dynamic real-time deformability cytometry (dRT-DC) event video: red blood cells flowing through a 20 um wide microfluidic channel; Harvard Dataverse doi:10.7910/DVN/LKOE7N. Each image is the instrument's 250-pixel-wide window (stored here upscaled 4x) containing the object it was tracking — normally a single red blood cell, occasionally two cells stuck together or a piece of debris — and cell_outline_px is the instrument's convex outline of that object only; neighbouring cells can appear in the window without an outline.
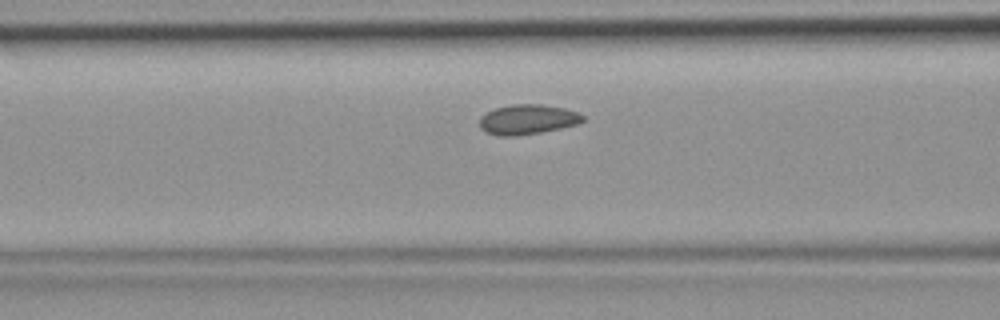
{"species": "common noctule bat (a hibernating species)", "species_latin": "Nyctalus noctula", "temperature_condition": "room temperature", "stored_images_in_passage": 41, "camera_frame_rate_fps": 3000, "um_per_image_px": 0.085, "animal": {"sex": "female", "body_mass_g": 19.9}, "frame": {"image": 1, "passage_image": 12, "time_ms": 3.667, "image_size_px": [1000, 320], "cell_outline_px": [[584, 120], [576, 124], [560, 128], [540, 132], [516, 136], [496, 136], [484, 132], [480, 128], [480, 116], [484, 112], [496, 108], [512, 104], [540, 104], [564, 108], [580, 112], [584, 116]], "centroid_in_image_um": [44.8, 10.15], "position_along_channel_um": 121.8, "area_um2": 18.15}}
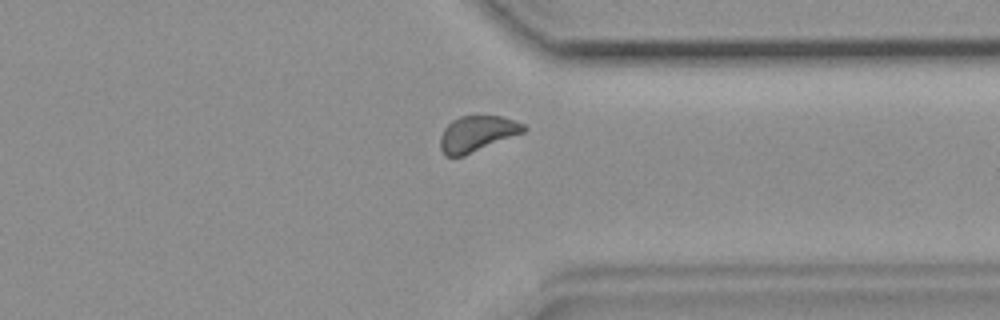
{"frame": {"image": 2, "passage_image": 30, "time_ms": 9.667, "image_size_px": [1000, 320], "cell_outline_px": [[528, 128], [524, 132], [464, 156], [444, 156], [440, 148], [440, 136], [444, 128], [452, 120], [460, 116], [500, 116], [524, 124]], "centroid_in_image_um": [40.53, 11.37], "position_along_channel_um": 370.9, "area_um2": 17.34}}
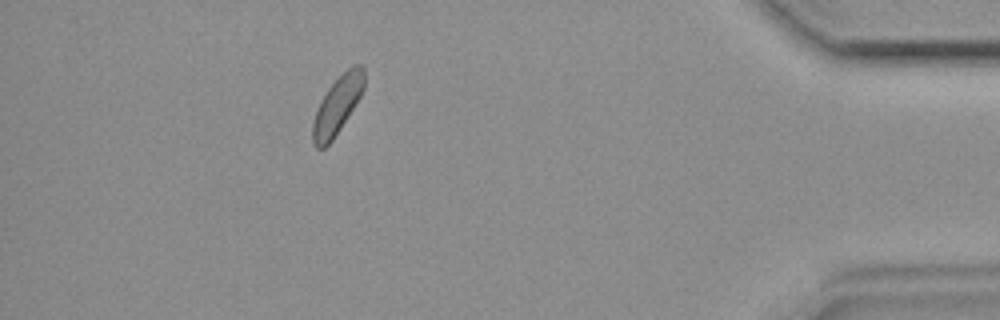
{"frame": {"image": 3, "passage_image": 36, "time_ms": 11.667, "image_size_px": [1000, 320], "cell_outline_px": [[364, 88], [360, 96], [340, 128], [332, 140], [324, 148], [316, 148], [312, 144], [312, 124], [320, 100], [328, 88], [352, 64], [360, 64], [364, 68]], "centroid_in_image_um": [28.65, 8.95], "position_along_channel_um": 406.5, "area_um2": 16.99}}